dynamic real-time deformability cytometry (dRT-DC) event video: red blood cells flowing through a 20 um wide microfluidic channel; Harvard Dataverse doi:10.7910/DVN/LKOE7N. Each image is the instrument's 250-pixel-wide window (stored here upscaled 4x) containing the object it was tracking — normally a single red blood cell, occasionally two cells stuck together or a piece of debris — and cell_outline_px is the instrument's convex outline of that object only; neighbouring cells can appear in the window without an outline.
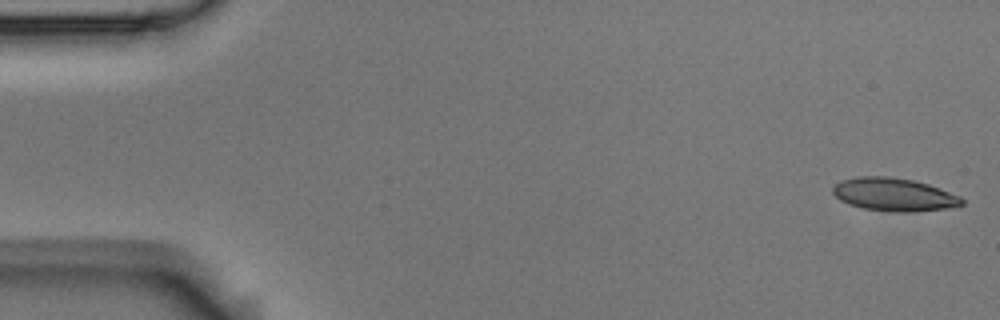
{"species": "Egyptian fruit bat (a non-hibernating species)", "species_latin": "Rousettus aegyptiacus", "temperature_condition": "room temperature", "stored_images_in_passage": 54, "camera_frame_rate_fps": 3000, "um_per_image_px": 0.085, "animal": {"sex": "male"}, "frame": {"image": 1, "passage_image": 1, "time_ms": 0.0, "image_size_px": [1000, 320], "cell_outline_px": [[964, 204], [944, 208], [908, 212], [896, 212], [864, 208], [848, 204], [840, 200], [832, 192], [832, 188], [836, 184], [844, 180], [860, 176], [888, 176], [912, 180], [928, 184], [960, 196], [964, 200]], "centroid_in_image_um": [75.97, 16.53], "position_along_channel_um": 9.0, "area_um2": 24.51}}
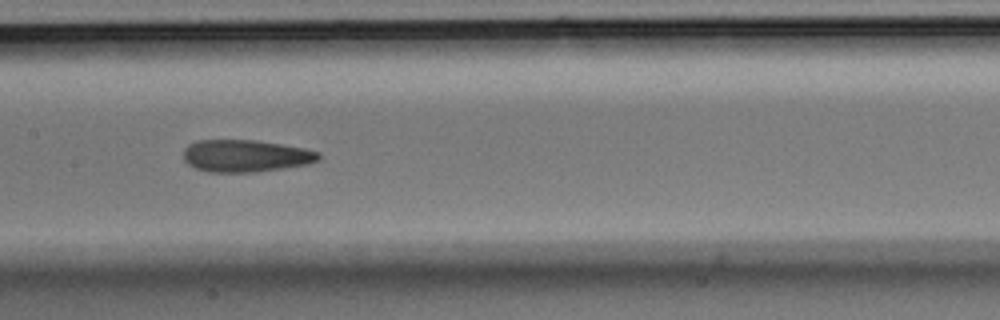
{"frame": {"image": 2, "passage_image": 26, "time_ms": 8.333, "image_size_px": [1000, 320], "cell_outline_px": [[320, 160], [308, 164], [284, 168], [256, 172], [208, 172], [196, 168], [188, 164], [184, 160], [184, 148], [188, 144], [196, 140], [256, 140], [304, 148], [320, 152]], "centroid_in_image_um": [20.88, 13.25], "position_along_channel_um": 186.5, "area_um2": 25.49}}
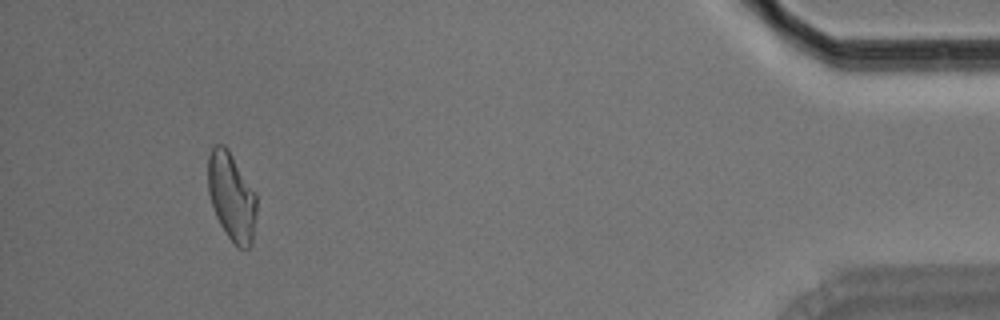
{"frame": {"image": 3, "passage_image": 50, "time_ms": 16.333, "image_size_px": [1000, 320], "cell_outline_px": [[256, 212], [252, 244], [248, 248], [240, 248], [228, 236], [220, 224], [216, 216], [208, 192], [208, 156], [212, 144], [224, 144], [228, 148], [256, 192]], "centroid_in_image_um": [19.68, 16.66], "position_along_channel_um": 415.5, "area_um2": 25.03}, "authors_computed_cell_mechanics": {"area_um2": 25.1719, "velocity_mm_per_s": 3.7002, "shape_relaxation_time_tau1_ms": 7.0471, "shape_relaxation_time_tau2_ms": 3.305, "deformation_change_tau1": 0.1815, "deformation_change_tau2": 0.1106}}